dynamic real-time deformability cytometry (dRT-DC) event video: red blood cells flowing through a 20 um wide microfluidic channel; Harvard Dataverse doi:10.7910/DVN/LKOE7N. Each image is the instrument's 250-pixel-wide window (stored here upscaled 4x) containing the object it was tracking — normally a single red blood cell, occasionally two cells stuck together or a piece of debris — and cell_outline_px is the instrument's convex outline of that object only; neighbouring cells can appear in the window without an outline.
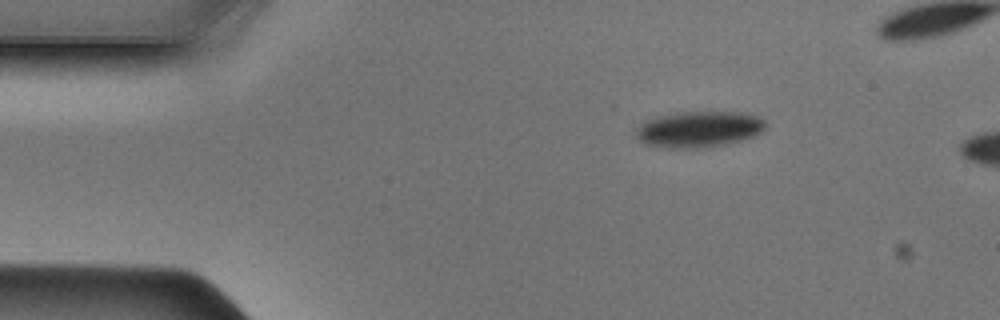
{"species": "Egyptian fruit bat (a non-hibernating species)", "species_latin": "Rousettus aegyptiacus", "temperature_condition": "cold", "stored_images_in_passage": 5, "camera_frame_rate_fps": 3000, "um_per_image_px": 0.085, "animal": {"sex": "male"}, "frame": {"image": 1, "passage_image": 1, "time_ms": 0.0, "image_size_px": [1000, 320], "cell_outline_px": [[768, 124], [760, 132], [752, 136], [740, 140], [724, 144], [704, 148], [668, 148], [644, 144], [632, 136], [636, 128], [640, 124], [656, 116], [680, 112], [740, 112], [760, 116]], "centroid_in_image_um": [59.35, 10.98], "position_along_channel_um": 25.6, "area_um2": 27.51}}